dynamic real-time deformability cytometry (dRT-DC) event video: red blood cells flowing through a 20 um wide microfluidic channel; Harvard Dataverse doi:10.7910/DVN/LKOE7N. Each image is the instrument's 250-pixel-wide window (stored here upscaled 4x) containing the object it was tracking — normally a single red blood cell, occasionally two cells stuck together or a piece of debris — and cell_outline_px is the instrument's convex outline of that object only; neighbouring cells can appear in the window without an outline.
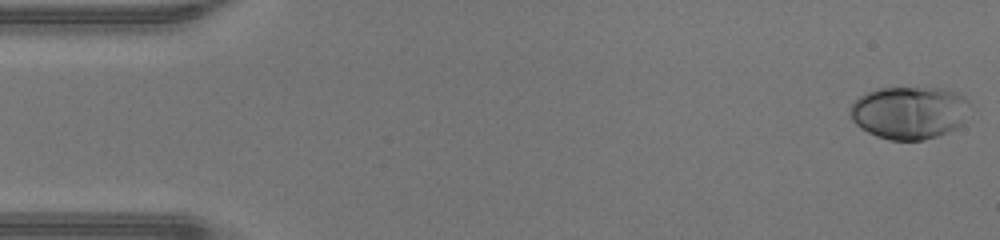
{"species": "human", "species_latin": "Homo sapiens", "temperature_condition": "warm", "stored_images_in_passage": 47, "camera_frame_rate_fps": 3000, "um_per_image_px": 0.085, "donor": {"sex": "male"}, "frame": {"image": 1, "passage_image": 1, "time_ms": 0.0, "image_size_px": [1000, 240], "cell_outline_px": [[972, 104], [960, 124], [956, 128], [948, 132], [924, 140], [888, 140], [876, 136], [860, 128], [852, 120], [848, 112], [848, 108], [860, 96], [868, 92], [880, 88], [944, 88], [956, 92], [964, 96]], "centroid_in_image_um": [77.28, 9.57], "position_along_channel_um": 7.7, "area_um2": 36.99}}
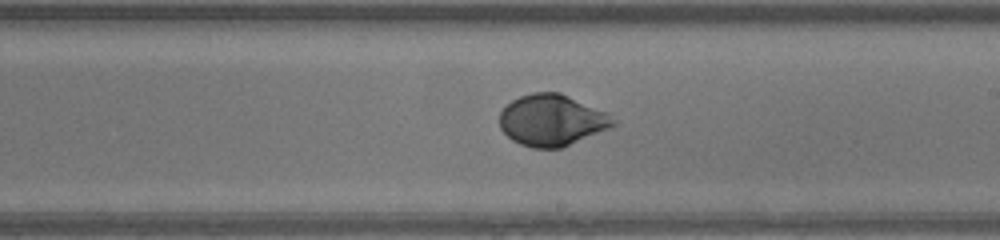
{"frame": {"image": 2, "passage_image": 27, "time_ms": 8.667, "image_size_px": [1000, 240], "cell_outline_px": [[620, 120], [616, 124], [608, 128], [560, 148], [532, 148], [520, 144], [512, 140], [500, 128], [500, 112], [512, 100], [520, 96], [532, 92], [560, 92], [604, 112]], "centroid_in_image_um": [46.88, 10.21], "position_along_channel_um": 242.1, "area_um2": 33.64}}
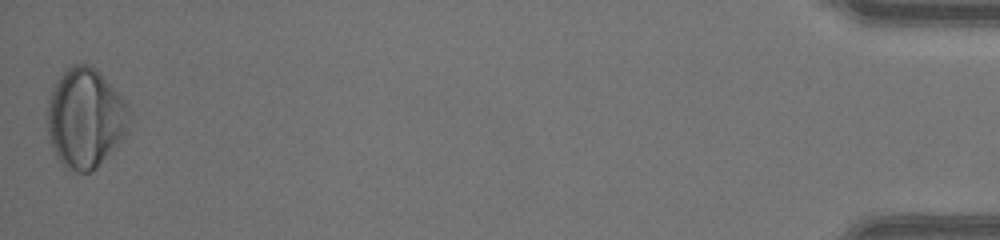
{"frame": {"image": 3, "passage_image": 47, "time_ms": 15.333, "image_size_px": [1000, 240], "cell_outline_px": [[132, 112], [128, 132], [96, 168], [92, 172], [76, 172], [68, 168], [56, 156], [48, 132], [48, 100], [52, 88], [56, 80], [72, 64], [88, 64], [96, 68], [104, 76], [128, 104]], "centroid_in_image_um": [7.29, 10.01], "position_along_channel_um": 427.9, "area_um2": 47.63}, "authors_computed_cell_mechanics": {"area_um2": 33.9864, "velocity_mm_per_s": 4.3368, "shape_relaxation_time_tau1_ms": 3.4048, "shape_relaxation_time_tau2_ms": null, "deformation_change_tau1": 0.1684, "deformation_change_tau2": null}}